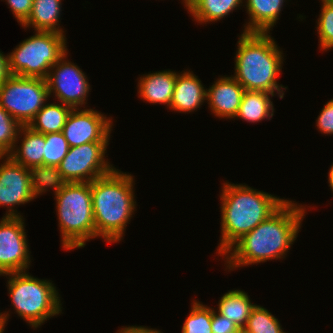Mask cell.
Instances as JSON below:
<instances>
[{
    "instance_id": "obj_31",
    "label": "cell",
    "mask_w": 333,
    "mask_h": 333,
    "mask_svg": "<svg viewBox=\"0 0 333 333\" xmlns=\"http://www.w3.org/2000/svg\"><path fill=\"white\" fill-rule=\"evenodd\" d=\"M316 120L317 128L321 133L333 134V99L326 103Z\"/></svg>"
},
{
    "instance_id": "obj_1",
    "label": "cell",
    "mask_w": 333,
    "mask_h": 333,
    "mask_svg": "<svg viewBox=\"0 0 333 333\" xmlns=\"http://www.w3.org/2000/svg\"><path fill=\"white\" fill-rule=\"evenodd\" d=\"M305 210L302 205L287 200L274 214L243 235L224 253L229 264L227 267L231 270L283 258L297 238Z\"/></svg>"
},
{
    "instance_id": "obj_9",
    "label": "cell",
    "mask_w": 333,
    "mask_h": 333,
    "mask_svg": "<svg viewBox=\"0 0 333 333\" xmlns=\"http://www.w3.org/2000/svg\"><path fill=\"white\" fill-rule=\"evenodd\" d=\"M108 142H89L70 147L66 156L57 166L69 182H92L110 173L114 167L105 161Z\"/></svg>"
},
{
    "instance_id": "obj_23",
    "label": "cell",
    "mask_w": 333,
    "mask_h": 333,
    "mask_svg": "<svg viewBox=\"0 0 333 333\" xmlns=\"http://www.w3.org/2000/svg\"><path fill=\"white\" fill-rule=\"evenodd\" d=\"M243 0H189L188 11L192 14L197 22H215L230 12L239 5Z\"/></svg>"
},
{
    "instance_id": "obj_3",
    "label": "cell",
    "mask_w": 333,
    "mask_h": 333,
    "mask_svg": "<svg viewBox=\"0 0 333 333\" xmlns=\"http://www.w3.org/2000/svg\"><path fill=\"white\" fill-rule=\"evenodd\" d=\"M133 176L114 168L91 182L92 207L96 237L119 242L133 212L135 200Z\"/></svg>"
},
{
    "instance_id": "obj_2",
    "label": "cell",
    "mask_w": 333,
    "mask_h": 333,
    "mask_svg": "<svg viewBox=\"0 0 333 333\" xmlns=\"http://www.w3.org/2000/svg\"><path fill=\"white\" fill-rule=\"evenodd\" d=\"M221 201V243L224 253L243 235L274 214L287 200L242 184L224 183Z\"/></svg>"
},
{
    "instance_id": "obj_25",
    "label": "cell",
    "mask_w": 333,
    "mask_h": 333,
    "mask_svg": "<svg viewBox=\"0 0 333 333\" xmlns=\"http://www.w3.org/2000/svg\"><path fill=\"white\" fill-rule=\"evenodd\" d=\"M246 333H281L280 322L266 308L255 305L243 328Z\"/></svg>"
},
{
    "instance_id": "obj_27",
    "label": "cell",
    "mask_w": 333,
    "mask_h": 333,
    "mask_svg": "<svg viewBox=\"0 0 333 333\" xmlns=\"http://www.w3.org/2000/svg\"><path fill=\"white\" fill-rule=\"evenodd\" d=\"M192 309L182 326V333H212V307L193 301Z\"/></svg>"
},
{
    "instance_id": "obj_19",
    "label": "cell",
    "mask_w": 333,
    "mask_h": 333,
    "mask_svg": "<svg viewBox=\"0 0 333 333\" xmlns=\"http://www.w3.org/2000/svg\"><path fill=\"white\" fill-rule=\"evenodd\" d=\"M61 7V0H33L31 12L21 25L24 28L32 25L35 31H53L63 34V29L58 27Z\"/></svg>"
},
{
    "instance_id": "obj_4",
    "label": "cell",
    "mask_w": 333,
    "mask_h": 333,
    "mask_svg": "<svg viewBox=\"0 0 333 333\" xmlns=\"http://www.w3.org/2000/svg\"><path fill=\"white\" fill-rule=\"evenodd\" d=\"M268 33L243 32L238 41L235 59V76L238 83L248 91H264L279 98L284 97L283 85L277 83L283 56ZM282 89V90H281Z\"/></svg>"
},
{
    "instance_id": "obj_21",
    "label": "cell",
    "mask_w": 333,
    "mask_h": 333,
    "mask_svg": "<svg viewBox=\"0 0 333 333\" xmlns=\"http://www.w3.org/2000/svg\"><path fill=\"white\" fill-rule=\"evenodd\" d=\"M254 306L243 290H232L219 300L218 312L243 329Z\"/></svg>"
},
{
    "instance_id": "obj_40",
    "label": "cell",
    "mask_w": 333,
    "mask_h": 333,
    "mask_svg": "<svg viewBox=\"0 0 333 333\" xmlns=\"http://www.w3.org/2000/svg\"><path fill=\"white\" fill-rule=\"evenodd\" d=\"M237 333H246L243 329H240Z\"/></svg>"
},
{
    "instance_id": "obj_5",
    "label": "cell",
    "mask_w": 333,
    "mask_h": 333,
    "mask_svg": "<svg viewBox=\"0 0 333 333\" xmlns=\"http://www.w3.org/2000/svg\"><path fill=\"white\" fill-rule=\"evenodd\" d=\"M64 249L82 248L96 238L91 182H71L55 195Z\"/></svg>"
},
{
    "instance_id": "obj_28",
    "label": "cell",
    "mask_w": 333,
    "mask_h": 333,
    "mask_svg": "<svg viewBox=\"0 0 333 333\" xmlns=\"http://www.w3.org/2000/svg\"><path fill=\"white\" fill-rule=\"evenodd\" d=\"M45 135L43 165L58 166L69 151V145L62 132Z\"/></svg>"
},
{
    "instance_id": "obj_26",
    "label": "cell",
    "mask_w": 333,
    "mask_h": 333,
    "mask_svg": "<svg viewBox=\"0 0 333 333\" xmlns=\"http://www.w3.org/2000/svg\"><path fill=\"white\" fill-rule=\"evenodd\" d=\"M22 126L0 105V159L15 149Z\"/></svg>"
},
{
    "instance_id": "obj_17",
    "label": "cell",
    "mask_w": 333,
    "mask_h": 333,
    "mask_svg": "<svg viewBox=\"0 0 333 333\" xmlns=\"http://www.w3.org/2000/svg\"><path fill=\"white\" fill-rule=\"evenodd\" d=\"M284 0H246L249 23L244 32L269 33L279 19Z\"/></svg>"
},
{
    "instance_id": "obj_29",
    "label": "cell",
    "mask_w": 333,
    "mask_h": 333,
    "mask_svg": "<svg viewBox=\"0 0 333 333\" xmlns=\"http://www.w3.org/2000/svg\"><path fill=\"white\" fill-rule=\"evenodd\" d=\"M321 1L323 4L317 22V31L320 48L327 51L333 48V6L324 0Z\"/></svg>"
},
{
    "instance_id": "obj_20",
    "label": "cell",
    "mask_w": 333,
    "mask_h": 333,
    "mask_svg": "<svg viewBox=\"0 0 333 333\" xmlns=\"http://www.w3.org/2000/svg\"><path fill=\"white\" fill-rule=\"evenodd\" d=\"M269 95L274 96V94L269 92L245 90L235 117L252 123L272 117L274 106Z\"/></svg>"
},
{
    "instance_id": "obj_39",
    "label": "cell",
    "mask_w": 333,
    "mask_h": 333,
    "mask_svg": "<svg viewBox=\"0 0 333 333\" xmlns=\"http://www.w3.org/2000/svg\"><path fill=\"white\" fill-rule=\"evenodd\" d=\"M186 8L188 7L189 0H183Z\"/></svg>"
},
{
    "instance_id": "obj_8",
    "label": "cell",
    "mask_w": 333,
    "mask_h": 333,
    "mask_svg": "<svg viewBox=\"0 0 333 333\" xmlns=\"http://www.w3.org/2000/svg\"><path fill=\"white\" fill-rule=\"evenodd\" d=\"M49 97L42 78L11 75L0 86V105L21 125L28 126Z\"/></svg>"
},
{
    "instance_id": "obj_22",
    "label": "cell",
    "mask_w": 333,
    "mask_h": 333,
    "mask_svg": "<svg viewBox=\"0 0 333 333\" xmlns=\"http://www.w3.org/2000/svg\"><path fill=\"white\" fill-rule=\"evenodd\" d=\"M71 110L70 106L63 103L45 104L29 123L28 127L42 134L62 132Z\"/></svg>"
},
{
    "instance_id": "obj_37",
    "label": "cell",
    "mask_w": 333,
    "mask_h": 333,
    "mask_svg": "<svg viewBox=\"0 0 333 333\" xmlns=\"http://www.w3.org/2000/svg\"><path fill=\"white\" fill-rule=\"evenodd\" d=\"M6 322H0V333H3Z\"/></svg>"
},
{
    "instance_id": "obj_35",
    "label": "cell",
    "mask_w": 333,
    "mask_h": 333,
    "mask_svg": "<svg viewBox=\"0 0 333 333\" xmlns=\"http://www.w3.org/2000/svg\"><path fill=\"white\" fill-rule=\"evenodd\" d=\"M328 177H329V179H328L329 186H330L331 190L333 191V164L331 165Z\"/></svg>"
},
{
    "instance_id": "obj_24",
    "label": "cell",
    "mask_w": 333,
    "mask_h": 333,
    "mask_svg": "<svg viewBox=\"0 0 333 333\" xmlns=\"http://www.w3.org/2000/svg\"><path fill=\"white\" fill-rule=\"evenodd\" d=\"M29 171L34 198L46 192L48 188H53L56 195L69 183L56 166L39 165L32 167Z\"/></svg>"
},
{
    "instance_id": "obj_13",
    "label": "cell",
    "mask_w": 333,
    "mask_h": 333,
    "mask_svg": "<svg viewBox=\"0 0 333 333\" xmlns=\"http://www.w3.org/2000/svg\"><path fill=\"white\" fill-rule=\"evenodd\" d=\"M0 165V206H7L5 217H21L12 205L25 204L34 199L31 176L28 168L16 163L9 155Z\"/></svg>"
},
{
    "instance_id": "obj_14",
    "label": "cell",
    "mask_w": 333,
    "mask_h": 333,
    "mask_svg": "<svg viewBox=\"0 0 333 333\" xmlns=\"http://www.w3.org/2000/svg\"><path fill=\"white\" fill-rule=\"evenodd\" d=\"M216 81L206 94L211 112L219 118H235L245 89L233 76L221 77Z\"/></svg>"
},
{
    "instance_id": "obj_33",
    "label": "cell",
    "mask_w": 333,
    "mask_h": 333,
    "mask_svg": "<svg viewBox=\"0 0 333 333\" xmlns=\"http://www.w3.org/2000/svg\"><path fill=\"white\" fill-rule=\"evenodd\" d=\"M11 76L9 71L8 56H5L0 51V86H2Z\"/></svg>"
},
{
    "instance_id": "obj_15",
    "label": "cell",
    "mask_w": 333,
    "mask_h": 333,
    "mask_svg": "<svg viewBox=\"0 0 333 333\" xmlns=\"http://www.w3.org/2000/svg\"><path fill=\"white\" fill-rule=\"evenodd\" d=\"M207 89H204L200 79L192 72L184 71L177 74L174 86L172 102L169 106L171 110L179 112H192L200 108L206 100Z\"/></svg>"
},
{
    "instance_id": "obj_12",
    "label": "cell",
    "mask_w": 333,
    "mask_h": 333,
    "mask_svg": "<svg viewBox=\"0 0 333 333\" xmlns=\"http://www.w3.org/2000/svg\"><path fill=\"white\" fill-rule=\"evenodd\" d=\"M112 120L93 109H72L62 133L69 147L89 142H109Z\"/></svg>"
},
{
    "instance_id": "obj_32",
    "label": "cell",
    "mask_w": 333,
    "mask_h": 333,
    "mask_svg": "<svg viewBox=\"0 0 333 333\" xmlns=\"http://www.w3.org/2000/svg\"><path fill=\"white\" fill-rule=\"evenodd\" d=\"M8 5L11 8L15 18L21 24L28 18L32 5L33 0H6Z\"/></svg>"
},
{
    "instance_id": "obj_7",
    "label": "cell",
    "mask_w": 333,
    "mask_h": 333,
    "mask_svg": "<svg viewBox=\"0 0 333 333\" xmlns=\"http://www.w3.org/2000/svg\"><path fill=\"white\" fill-rule=\"evenodd\" d=\"M64 34L36 31L7 54L11 75L46 79L49 69L67 52Z\"/></svg>"
},
{
    "instance_id": "obj_11",
    "label": "cell",
    "mask_w": 333,
    "mask_h": 333,
    "mask_svg": "<svg viewBox=\"0 0 333 333\" xmlns=\"http://www.w3.org/2000/svg\"><path fill=\"white\" fill-rule=\"evenodd\" d=\"M23 218L3 217L0 221V276L24 272L31 262Z\"/></svg>"
},
{
    "instance_id": "obj_10",
    "label": "cell",
    "mask_w": 333,
    "mask_h": 333,
    "mask_svg": "<svg viewBox=\"0 0 333 333\" xmlns=\"http://www.w3.org/2000/svg\"><path fill=\"white\" fill-rule=\"evenodd\" d=\"M65 57L67 52L50 68L45 80L49 97L54 92L61 103L76 109L86 104L90 85L82 70L74 63L64 60Z\"/></svg>"
},
{
    "instance_id": "obj_34",
    "label": "cell",
    "mask_w": 333,
    "mask_h": 333,
    "mask_svg": "<svg viewBox=\"0 0 333 333\" xmlns=\"http://www.w3.org/2000/svg\"><path fill=\"white\" fill-rule=\"evenodd\" d=\"M118 333H161L159 330L156 329H150L147 327L142 326H129V327H123L122 329H119Z\"/></svg>"
},
{
    "instance_id": "obj_16",
    "label": "cell",
    "mask_w": 333,
    "mask_h": 333,
    "mask_svg": "<svg viewBox=\"0 0 333 333\" xmlns=\"http://www.w3.org/2000/svg\"><path fill=\"white\" fill-rule=\"evenodd\" d=\"M177 73L164 70L140 77L139 97L149 103L167 104L170 106L174 93Z\"/></svg>"
},
{
    "instance_id": "obj_38",
    "label": "cell",
    "mask_w": 333,
    "mask_h": 333,
    "mask_svg": "<svg viewBox=\"0 0 333 333\" xmlns=\"http://www.w3.org/2000/svg\"><path fill=\"white\" fill-rule=\"evenodd\" d=\"M324 1L333 6V0H324Z\"/></svg>"
},
{
    "instance_id": "obj_18",
    "label": "cell",
    "mask_w": 333,
    "mask_h": 333,
    "mask_svg": "<svg viewBox=\"0 0 333 333\" xmlns=\"http://www.w3.org/2000/svg\"><path fill=\"white\" fill-rule=\"evenodd\" d=\"M18 135H24L21 139L22 144L19 145L21 147L16 148L17 150L14 149L8 155L16 163L22 164L28 169L43 165L45 135L32 130L28 126H22Z\"/></svg>"
},
{
    "instance_id": "obj_30",
    "label": "cell",
    "mask_w": 333,
    "mask_h": 333,
    "mask_svg": "<svg viewBox=\"0 0 333 333\" xmlns=\"http://www.w3.org/2000/svg\"><path fill=\"white\" fill-rule=\"evenodd\" d=\"M212 333H237L240 328L225 316L212 309Z\"/></svg>"
},
{
    "instance_id": "obj_36",
    "label": "cell",
    "mask_w": 333,
    "mask_h": 333,
    "mask_svg": "<svg viewBox=\"0 0 333 333\" xmlns=\"http://www.w3.org/2000/svg\"><path fill=\"white\" fill-rule=\"evenodd\" d=\"M8 316H9V314L7 313V314H5V313H0V322H6V321H8Z\"/></svg>"
},
{
    "instance_id": "obj_6",
    "label": "cell",
    "mask_w": 333,
    "mask_h": 333,
    "mask_svg": "<svg viewBox=\"0 0 333 333\" xmlns=\"http://www.w3.org/2000/svg\"><path fill=\"white\" fill-rule=\"evenodd\" d=\"M5 275L11 276L8 289L16 313L32 327L37 328L62 312L60 297L52 282L34 278L26 271Z\"/></svg>"
}]
</instances>
